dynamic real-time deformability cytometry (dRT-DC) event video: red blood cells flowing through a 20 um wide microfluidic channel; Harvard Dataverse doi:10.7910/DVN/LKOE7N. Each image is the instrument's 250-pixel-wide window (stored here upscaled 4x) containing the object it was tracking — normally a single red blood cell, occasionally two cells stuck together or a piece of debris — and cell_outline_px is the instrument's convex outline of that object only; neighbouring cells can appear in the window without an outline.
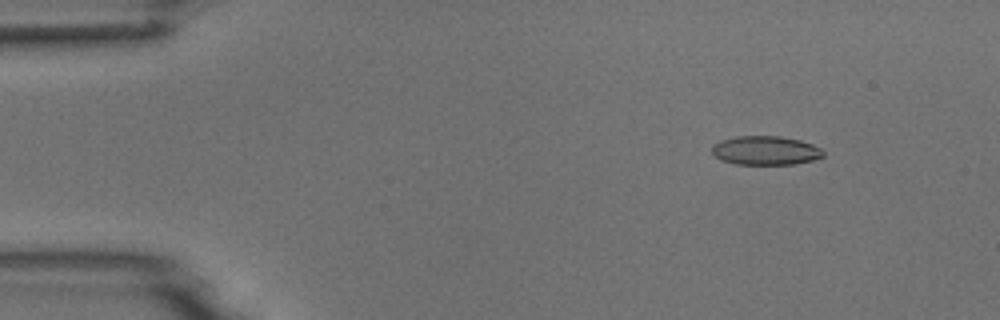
{"species": "common noctule bat (a hibernating species)", "species_latin": "Nyctalus noctula", "temperature_condition": "room temperature", "stored_images_in_passage": 5, "camera_frame_rate_fps": 3000, "um_per_image_px": 0.085, "animal": {"sex": "male", "body_mass_g": 18.8}, "frame": {"image": 1, "passage_image": 1, "time_ms": 0.0, "image_size_px": [1000, 320], "cell_outline_px": [[824, 156], [812, 160], [796, 164], [736, 164], [720, 160], [712, 152], [712, 144], [720, 140], [736, 136], [780, 136], [800, 140], [812, 144], [820, 148], [824, 152]], "centroid_in_image_um": [65.05, 12.79], "position_along_channel_um": 19.9, "area_um2": 18.84}}
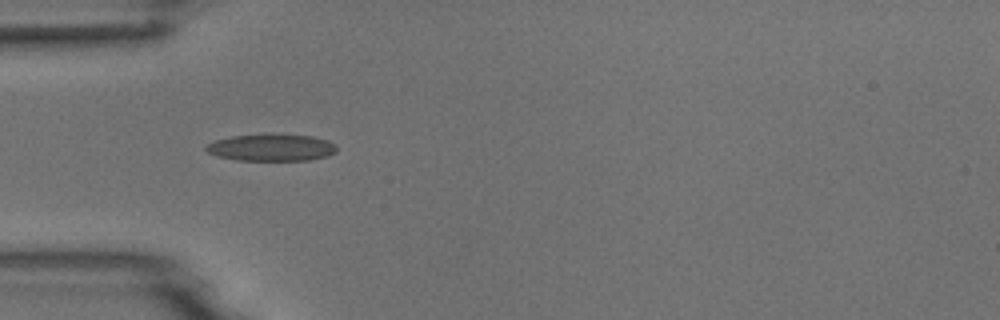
{"frame": {"image": 2, "passage_image": 4, "time_ms": 3.333, "image_size_px": [1000, 320], "cell_outline_px": [[336, 152], [328, 156], [312, 160], [236, 160], [216, 156], [208, 152], [204, 148], [208, 144], [216, 140], [232, 136], [268, 132], [312, 136], [328, 140], [336, 144]], "centroid_in_image_um": [23.09, 12.52], "position_along_channel_um": 61.9, "area_um2": 21.1}}